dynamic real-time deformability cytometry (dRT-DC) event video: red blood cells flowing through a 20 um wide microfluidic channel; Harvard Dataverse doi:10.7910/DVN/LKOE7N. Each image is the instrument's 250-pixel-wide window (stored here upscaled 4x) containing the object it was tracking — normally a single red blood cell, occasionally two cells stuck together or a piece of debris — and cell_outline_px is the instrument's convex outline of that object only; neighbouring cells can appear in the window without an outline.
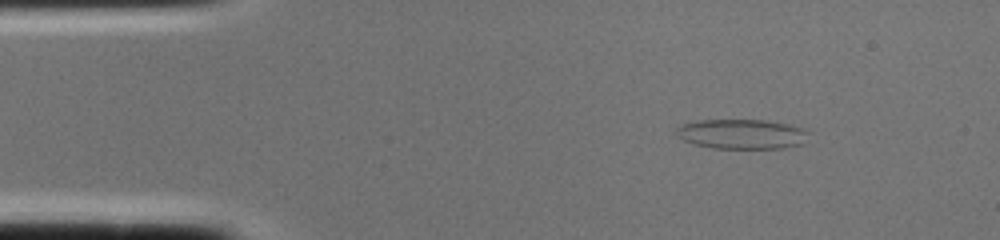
{"species": "common noctule bat (a hibernating species)", "species_latin": "Nyctalus noctula", "temperature_condition": "cold", "stored_images_in_passage": 1, "camera_frame_rate_fps": 3000, "um_per_image_px": 0.085, "animal": {"sex": "female", "body_mass_g": 22.0, "forearm_length_mm": 56.7}, "frame": {"image": 1, "passage_image": 1, "time_ms": 0.0, "image_size_px": [1000, 240], "cell_outline_px": [[812, 132], [804, 144], [784, 148], [712, 148], [696, 144], [684, 140], [676, 136], [676, 128], [680, 124], [700, 120], [764, 120], [788, 124], [804, 128]], "centroid_in_image_um": [63.11, 11.39], "position_along_channel_um": 21.9, "area_um2": 23.24}}